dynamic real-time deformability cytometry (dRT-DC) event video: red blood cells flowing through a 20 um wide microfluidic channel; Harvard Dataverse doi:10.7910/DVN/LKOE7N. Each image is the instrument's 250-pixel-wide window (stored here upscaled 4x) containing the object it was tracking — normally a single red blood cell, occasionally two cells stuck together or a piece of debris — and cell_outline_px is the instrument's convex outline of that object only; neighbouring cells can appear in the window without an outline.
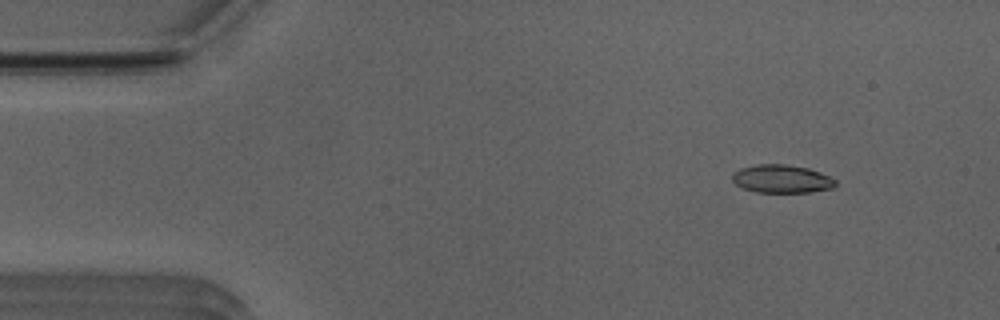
{"species": "Egyptian fruit bat (a non-hibernating species)", "species_latin": "Rousettus aegyptiacus", "temperature_condition": "room temperature", "stored_images_in_passage": 45, "camera_frame_rate_fps": 3000, "um_per_image_px": 0.085, "animal": {"sex": "male"}, "frame": {"image": 1, "passage_image": 1, "time_ms": 0.0, "image_size_px": [1000, 320], "cell_outline_px": [[836, 184], [832, 188], [808, 192], [756, 192], [744, 188], [736, 184], [732, 180], [732, 172], [740, 168], [756, 164], [784, 164], [808, 168], [820, 172], [836, 180]], "centroid_in_image_um": [66.42, 15.19], "position_along_channel_um": 18.6, "area_um2": 16.88}}
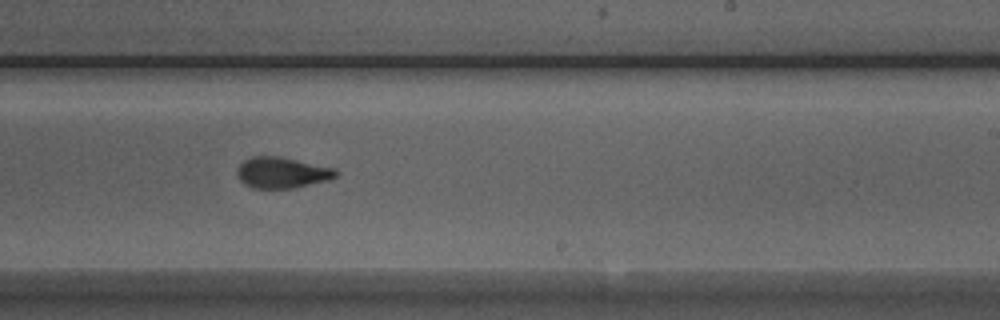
{"frame": {"image": 2, "passage_image": 26, "time_ms": 8.333, "image_size_px": [1000, 320], "cell_outline_px": [[336, 176], [328, 180], [292, 188], [252, 188], [244, 184], [240, 180], [236, 172], [236, 168], [244, 160], [252, 156], [276, 156], [336, 168]], "centroid_in_image_um": [23.92, 14.67], "position_along_channel_um": 265.1, "area_um2": 17.69}}
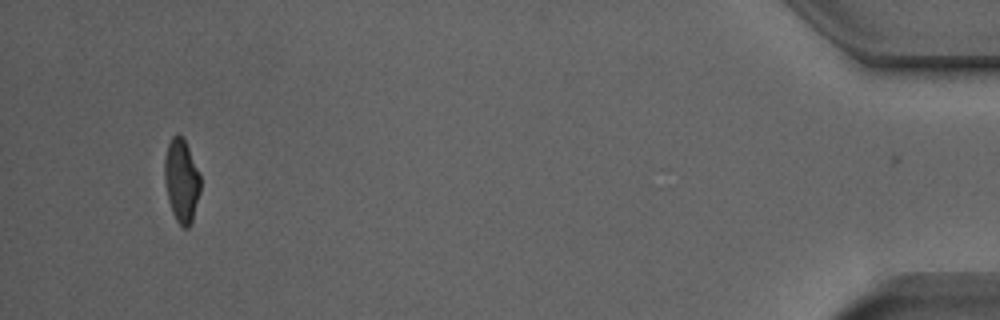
{"frame": {"image": 3, "passage_image": 44, "time_ms": 14.333, "image_size_px": [1000, 320], "cell_outline_px": [[200, 192], [192, 220], [188, 228], [184, 228], [176, 220], [172, 212], [168, 200], [164, 180], [164, 160], [168, 144], [172, 136], [180, 136], [184, 140], [188, 148], [200, 176]], "centroid_in_image_um": [15.41, 15.39], "position_along_channel_um": 419.8, "area_um2": 17.11}, "authors_computed_cell_mechanics": {"area_um2": 17.9758, "velocity_mm_per_s": 3.9803, "shape_relaxation_time_tau1_ms": 4.9443, "shape_relaxation_time_tau2_ms": 1.3453, "deformation_change_tau1": 0.176, "deformation_change_tau2": 0.0757}}